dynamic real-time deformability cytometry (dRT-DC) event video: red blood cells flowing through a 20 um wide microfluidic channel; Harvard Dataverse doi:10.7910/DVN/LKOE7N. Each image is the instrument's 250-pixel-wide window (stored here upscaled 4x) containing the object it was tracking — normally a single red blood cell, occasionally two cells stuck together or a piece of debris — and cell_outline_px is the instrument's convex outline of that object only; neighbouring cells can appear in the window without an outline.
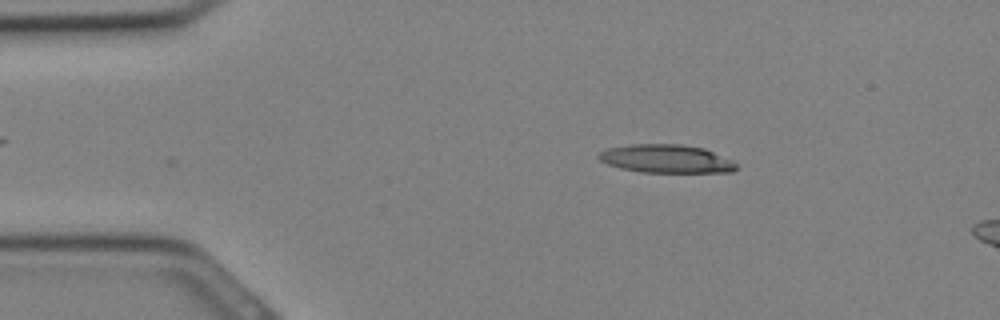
{"species": "Egyptian fruit bat (a non-hibernating species)", "species_latin": "Rousettus aegyptiacus", "temperature_condition": "cold", "stored_images_in_passage": 5, "camera_frame_rate_fps": 3000, "um_per_image_px": 0.085, "animal": {"sex": "female"}, "frame": {"image": 1, "passage_image": 2, "time_ms": 0.333, "image_size_px": [1000, 320], "cell_outline_px": [[736, 168], [732, 172], [640, 172], [620, 168], [608, 164], [600, 160], [596, 156], [600, 152], [608, 148], [632, 144], [680, 144], [704, 148], [732, 160], [736, 164]], "centroid_in_image_um": [56.61, 13.49], "position_along_channel_um": 28.4, "area_um2": 22.6}}